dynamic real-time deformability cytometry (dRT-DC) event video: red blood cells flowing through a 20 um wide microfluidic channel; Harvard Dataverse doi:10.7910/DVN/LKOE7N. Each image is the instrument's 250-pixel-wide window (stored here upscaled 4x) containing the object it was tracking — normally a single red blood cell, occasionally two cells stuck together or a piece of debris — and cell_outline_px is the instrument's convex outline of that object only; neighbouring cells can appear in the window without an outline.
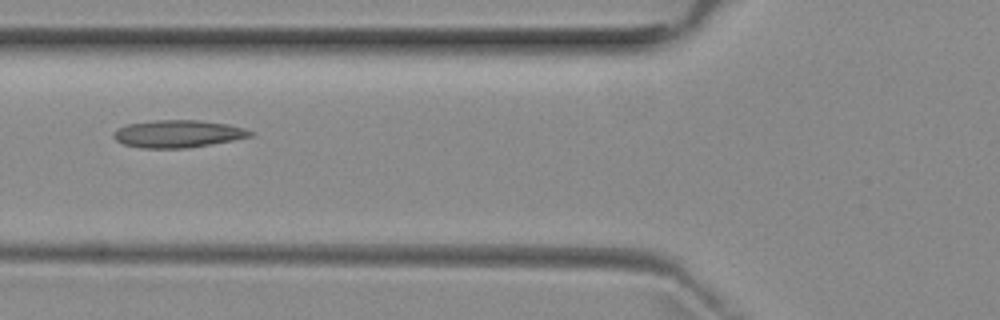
{"species": "common noctule bat (a hibernating species)", "species_latin": "Nyctalus noctula", "temperature_condition": "room temperature", "stored_images_in_passage": 6, "camera_frame_rate_fps": 3000, "um_per_image_px": 0.085, "animal": {"sex": "female", "body_mass_g": 29.2, "forearm_length_mm": 56.3}, "frame": {"image": 1, "passage_image": 5, "time_ms": 6.333, "image_size_px": [1000, 320], "cell_outline_px": [[256, 136], [188, 148], [140, 148], [124, 144], [116, 140], [112, 136], [112, 132], [116, 128], [128, 124], [156, 120], [200, 120], [228, 124], [244, 128], [256, 132]], "centroid_in_image_um": [15.15, 11.37], "position_along_channel_um": 110.6, "area_um2": 22.14}}
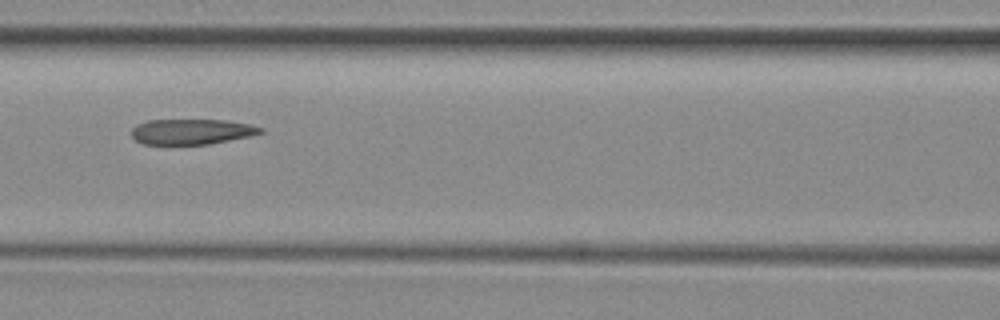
{"frame": {"image": 2, "passage_image": 6, "time_ms": 7.333, "image_size_px": [1000, 320], "cell_outline_px": [[264, 132], [252, 136], [208, 144], [144, 144], [136, 140], [132, 136], [132, 128], [136, 124], [148, 120], [224, 120], [252, 124], [264, 128]], "centroid_in_image_um": [16.33, 11.18], "position_along_channel_um": 150.3, "area_um2": 19.19}}